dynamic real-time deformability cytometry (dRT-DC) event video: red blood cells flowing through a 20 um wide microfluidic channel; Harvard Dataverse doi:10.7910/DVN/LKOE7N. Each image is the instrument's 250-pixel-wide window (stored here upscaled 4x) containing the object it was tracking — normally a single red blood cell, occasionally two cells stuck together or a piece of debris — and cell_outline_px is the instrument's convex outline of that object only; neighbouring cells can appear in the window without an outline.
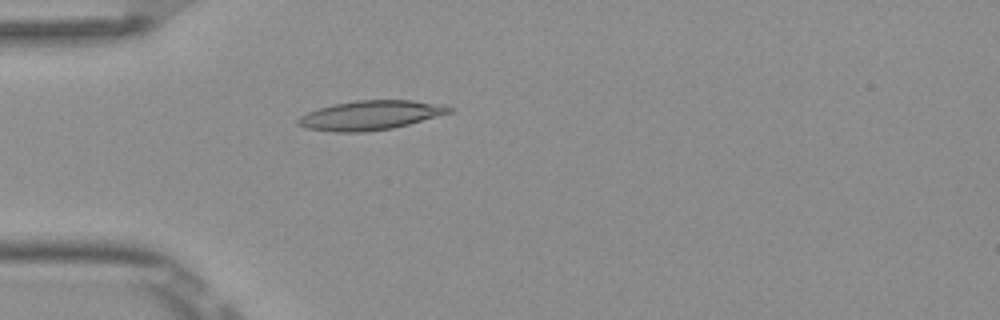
{"species": "Egyptian fruit bat (a non-hibernating species)", "species_latin": "Rousettus aegyptiacus", "temperature_condition": "room temperature", "stored_images_in_passage": 3, "camera_frame_rate_fps": 3000, "um_per_image_px": 0.085, "frame": {"image": 1, "passage_image": 3, "time_ms": 0.667, "image_size_px": [1000, 320], "cell_outline_px": [[456, 108], [452, 112], [408, 124], [392, 128], [364, 132], [336, 132], [304, 128], [296, 124], [296, 120], [300, 116], [308, 112], [332, 104], [356, 100], [412, 100]], "centroid_in_image_um": [31.43, 9.8], "position_along_channel_um": 53.6, "area_um2": 25.66}}